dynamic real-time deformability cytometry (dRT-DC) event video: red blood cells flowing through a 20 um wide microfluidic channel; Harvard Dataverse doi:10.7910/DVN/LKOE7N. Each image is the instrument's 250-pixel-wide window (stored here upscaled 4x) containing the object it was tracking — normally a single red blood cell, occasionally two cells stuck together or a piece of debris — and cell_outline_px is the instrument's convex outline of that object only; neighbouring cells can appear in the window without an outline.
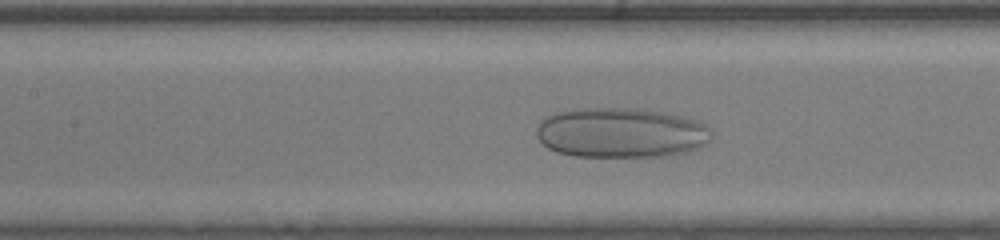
{"species": "human", "species_latin": "Homo sapiens", "temperature_condition": "room temperature", "stored_images_in_passage": 35, "camera_frame_rate_fps": 3000, "um_per_image_px": 0.085, "donor": {"sex": "male"}, "frame": {"image": 1, "passage_image": 10, "time_ms": 3.0, "image_size_px": [1000, 240], "cell_outline_px": [[712, 136], [704, 144], [688, 152], [660, 156], [576, 156], [556, 152], [548, 148], [536, 136], [536, 128], [540, 120], [556, 112], [576, 108], [636, 108], [664, 112], [684, 116], [704, 124], [712, 132]], "centroid_in_image_um": [52.75, 11.27], "position_along_channel_um": 154.6, "area_um2": 51.1}}
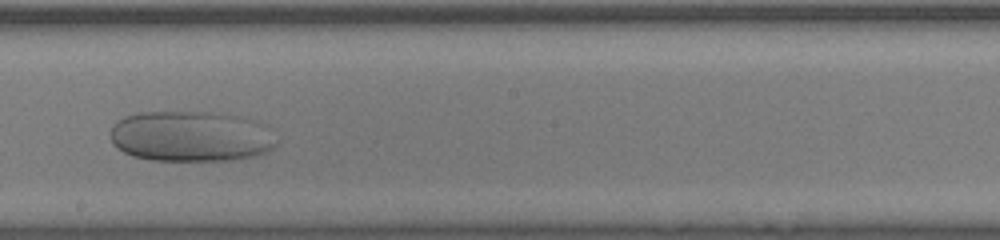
{"frame": {"image": 2, "passage_image": 16, "time_ms": 5.0, "image_size_px": [1000, 240], "cell_outline_px": [[276, 144], [268, 152], [236, 160], [152, 160], [132, 156], [116, 148], [112, 144], [108, 132], [112, 124], [116, 120], [124, 116], [140, 112], [212, 112], [240, 116], [264, 124]], "centroid_in_image_um": [16.14, 11.58], "position_along_channel_um": 232.1, "area_um2": 49.36}}
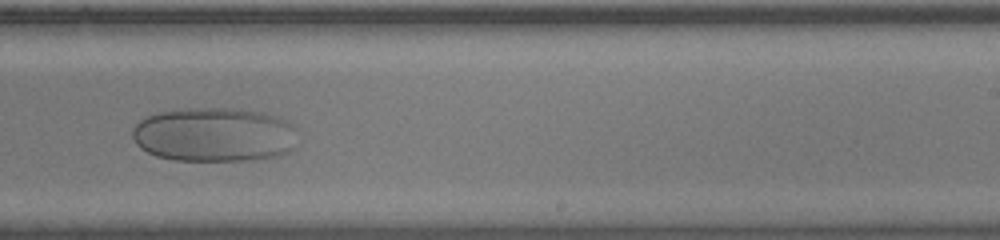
{"frame": {"image": 3, "passage_image": 19, "time_ms": 6.0, "image_size_px": [1000, 240], "cell_outline_px": [[296, 128], [292, 148], [288, 152], [280, 156], [244, 160], [176, 160], [156, 156], [140, 148], [136, 144], [132, 136], [132, 128], [140, 120], [156, 112], [184, 108], [232, 108], [264, 112], [280, 116], [288, 120]], "centroid_in_image_um": [18.21, 11.43], "position_along_channel_um": 270.8, "area_um2": 52.71}}